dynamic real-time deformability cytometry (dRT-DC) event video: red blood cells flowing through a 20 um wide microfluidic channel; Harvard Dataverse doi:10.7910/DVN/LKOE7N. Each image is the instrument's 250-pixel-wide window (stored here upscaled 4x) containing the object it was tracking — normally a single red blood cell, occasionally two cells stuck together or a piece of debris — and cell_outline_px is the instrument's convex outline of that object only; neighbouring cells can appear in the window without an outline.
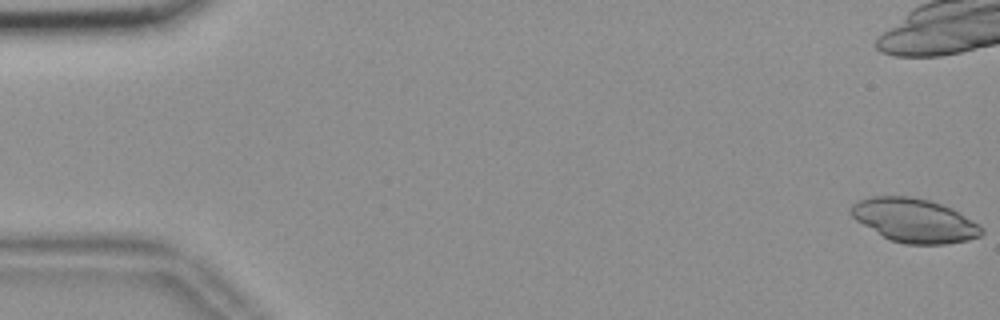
{"species": "common noctule bat (a hibernating species)", "species_latin": "Nyctalus noctula", "temperature_condition": "room temperature", "stored_images_in_passage": 27, "camera_frame_rate_fps": 3000, "um_per_image_px": 0.085, "animal": {"sex": "female", "body_mass_g": 18.4}, "frame": {"image": 1, "passage_image": 1, "time_ms": 0.0, "image_size_px": [1000, 320], "cell_outline_px": [[984, 232], [980, 236], [968, 240], [944, 244], [904, 244], [888, 240], [856, 220], [848, 212], [848, 208], [852, 204], [860, 200], [872, 196], [912, 196], [928, 200], [952, 208], [980, 224], [984, 228]], "centroid_in_image_um": [77.72, 18.74], "position_along_channel_um": 7.3, "area_um2": 33.58}}